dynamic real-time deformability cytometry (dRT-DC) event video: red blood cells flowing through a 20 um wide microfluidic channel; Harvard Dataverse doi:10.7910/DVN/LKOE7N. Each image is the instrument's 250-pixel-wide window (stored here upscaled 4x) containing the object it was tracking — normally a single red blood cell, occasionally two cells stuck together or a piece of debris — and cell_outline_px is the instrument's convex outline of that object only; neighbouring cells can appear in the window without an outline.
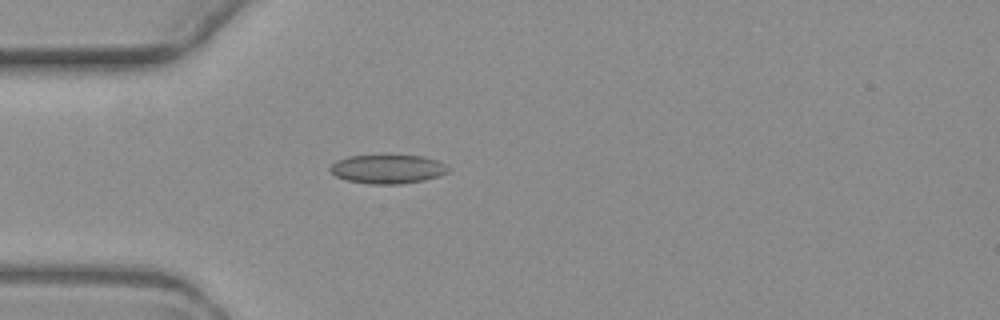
{"species": "common noctule bat (a hibernating species)", "species_latin": "Nyctalus noctula", "temperature_condition": "warm", "stored_images_in_passage": 1, "camera_frame_rate_fps": 3000, "um_per_image_px": 0.085, "animal": {"sex": "female", "body_mass_g": 19.3, "forearm_length_mm": 54.1}, "frame": {"image": 1, "passage_image": 1, "time_ms": 0.0, "image_size_px": [1000, 320], "cell_outline_px": [[448, 172], [424, 180], [400, 184], [368, 184], [348, 180], [336, 176], [328, 168], [336, 160], [348, 156], [384, 152], [388, 152], [424, 156], [436, 160], [444, 164], [448, 168]], "centroid_in_image_um": [32.91, 14.31], "position_along_channel_um": 52.1, "area_um2": 20.75}}